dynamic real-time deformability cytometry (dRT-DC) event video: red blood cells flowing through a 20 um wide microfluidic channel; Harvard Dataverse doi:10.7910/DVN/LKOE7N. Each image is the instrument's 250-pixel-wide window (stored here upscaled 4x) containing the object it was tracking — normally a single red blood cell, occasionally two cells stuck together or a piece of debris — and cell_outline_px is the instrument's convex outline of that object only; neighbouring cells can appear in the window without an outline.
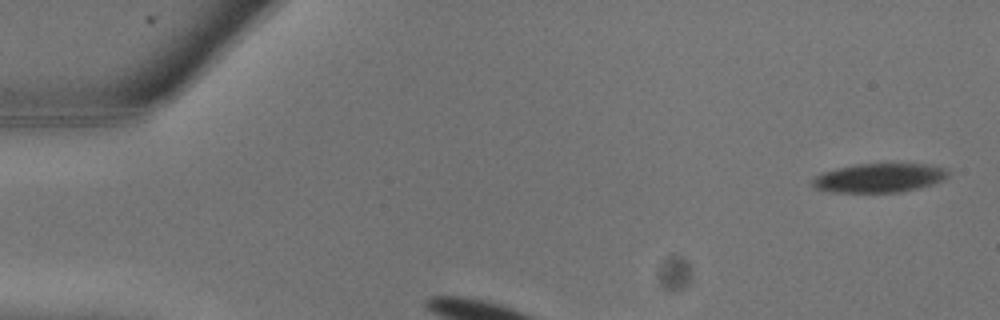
{"species": "common noctule bat (a hibernating species)", "species_latin": "Nyctalus noctula", "temperature_condition": "warm", "stored_images_in_passage": 5, "camera_frame_rate_fps": 3000, "um_per_image_px": 0.085, "animal": {"sex": "male", "body_mass_g": 13.3}, "frame": {"image": 1, "passage_image": 1, "time_ms": 0.0, "image_size_px": [1000, 320], "cell_outline_px": [[948, 176], [944, 180], [932, 184], [900, 192], [836, 192], [816, 188], [812, 184], [812, 180], [816, 176], [824, 172], [856, 164], [924, 164], [948, 168]], "centroid_in_image_um": [74.78, 15.12], "position_along_channel_um": 10.2, "area_um2": 22.6}}